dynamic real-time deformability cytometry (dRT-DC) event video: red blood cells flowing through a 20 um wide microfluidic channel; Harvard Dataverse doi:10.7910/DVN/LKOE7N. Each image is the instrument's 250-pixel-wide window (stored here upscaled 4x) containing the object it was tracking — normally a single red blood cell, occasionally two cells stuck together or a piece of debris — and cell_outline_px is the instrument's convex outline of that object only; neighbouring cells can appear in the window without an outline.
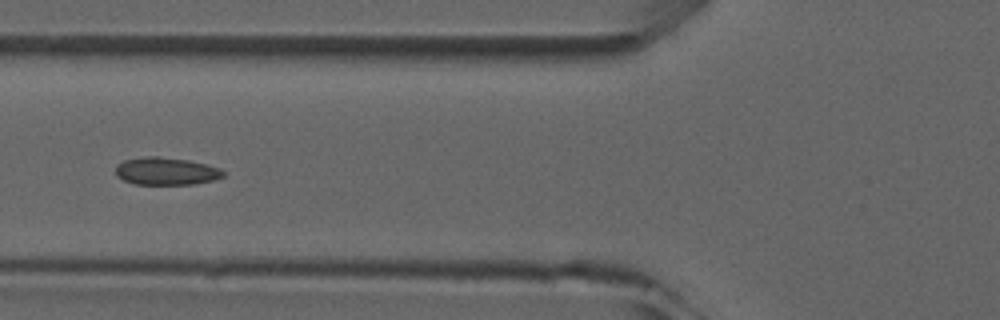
{"species": "common noctule bat (a hibernating species)", "species_latin": "Nyctalus noctula", "temperature_condition": "room temperature", "stored_images_in_passage": 5, "camera_frame_rate_fps": 3000, "um_per_image_px": 0.085, "animal": {"sex": "male", "forearm_length_mm": 52.5}, "frame": {"image": 1, "passage_image": 5, "time_ms": 4.667, "image_size_px": [1000, 320], "cell_outline_px": [[224, 176], [216, 180], [196, 184], [136, 184], [124, 180], [116, 176], [116, 164], [124, 160], [148, 156], [160, 156], [188, 160], [220, 168], [224, 172]], "centroid_in_image_um": [14.13, 14.55], "position_along_channel_um": 111.7, "area_um2": 17.34}}